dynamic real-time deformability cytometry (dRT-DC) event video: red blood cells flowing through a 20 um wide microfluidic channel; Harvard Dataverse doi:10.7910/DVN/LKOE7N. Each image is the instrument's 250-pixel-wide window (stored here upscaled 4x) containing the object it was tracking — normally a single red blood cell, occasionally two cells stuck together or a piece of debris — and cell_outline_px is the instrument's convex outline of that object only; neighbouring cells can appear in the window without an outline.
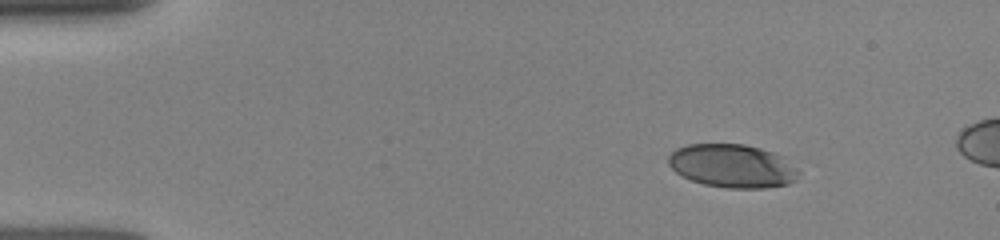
{"species": "human", "species_latin": "Homo sapiens", "temperature_condition": "room temperature", "stored_images_in_passage": 37, "camera_frame_rate_fps": 3000, "um_per_image_px": 0.085, "donor": {"sex": "female"}, "frame": {"image": 1, "passage_image": 1, "time_ms": 0.0, "image_size_px": [1000, 240], "cell_outline_px": [[800, 172], [796, 180], [788, 184], [764, 188], [728, 188], [704, 184], [692, 180], [676, 172], [668, 164], [668, 156], [676, 148], [688, 144], [744, 144], [760, 148], [784, 156]], "centroid_in_image_um": [62.27, 14.1], "position_along_channel_um": 22.7, "area_um2": 32.95}}
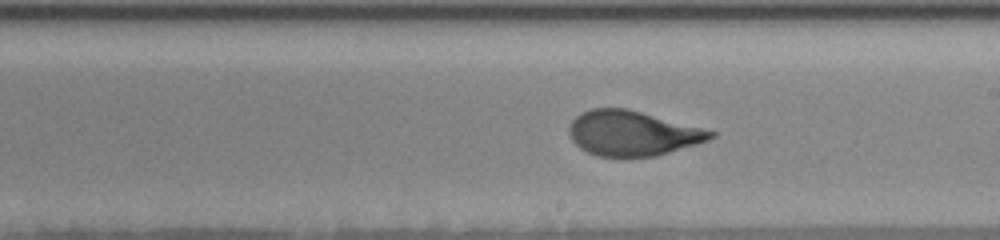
{"frame": {"image": 2, "passage_image": 21, "time_ms": 7.333, "image_size_px": [1000, 240], "cell_outline_px": [[716, 136], [708, 140], [696, 144], [656, 156], [596, 156], [580, 148], [568, 136], [568, 128], [572, 120], [580, 112], [592, 108], [628, 108], [716, 132]], "centroid_in_image_um": [53.71, 11.32], "position_along_channel_um": 235.3, "area_um2": 36.93}}
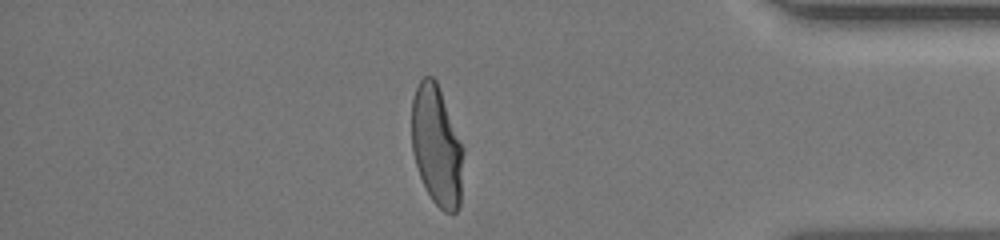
{"frame": {"image": 3, "passage_image": 33, "time_ms": 12.0, "image_size_px": [1000, 240], "cell_outline_px": [[464, 152], [460, 208], [456, 212], [444, 212], [432, 200], [420, 176], [412, 152], [412, 100], [416, 88], [420, 80], [424, 76], [432, 76], [436, 80], [464, 148]], "centroid_in_image_um": [37.14, 12.41], "position_along_channel_um": 398.1, "area_um2": 36.18}}